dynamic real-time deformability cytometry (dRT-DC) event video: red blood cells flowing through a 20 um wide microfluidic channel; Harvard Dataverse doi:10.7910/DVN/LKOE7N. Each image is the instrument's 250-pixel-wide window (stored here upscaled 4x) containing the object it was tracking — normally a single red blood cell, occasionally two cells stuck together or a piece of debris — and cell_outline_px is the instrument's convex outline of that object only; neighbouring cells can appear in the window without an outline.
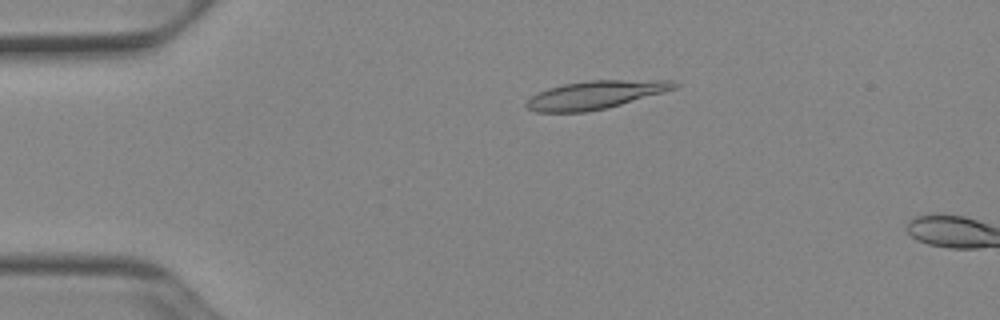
{"species": "Egyptian fruit bat (a non-hibernating species)", "species_latin": "Rousettus aegyptiacus", "temperature_condition": "cold", "stored_images_in_passage": 13, "camera_frame_rate_fps": 3000, "um_per_image_px": 0.085, "animal": {"sex": "female"}, "frame": {"image": 1, "passage_image": 11, "time_ms": 3.333, "image_size_px": [1000, 320], "cell_outline_px": [[680, 84], [676, 88], [664, 92], [608, 108], [584, 112], [536, 112], [528, 108], [524, 104], [536, 92], [548, 88], [564, 84], [588, 80], [672, 80]], "centroid_in_image_um": [50.61, 8.06], "position_along_channel_um": 34.4, "area_um2": 24.33}}